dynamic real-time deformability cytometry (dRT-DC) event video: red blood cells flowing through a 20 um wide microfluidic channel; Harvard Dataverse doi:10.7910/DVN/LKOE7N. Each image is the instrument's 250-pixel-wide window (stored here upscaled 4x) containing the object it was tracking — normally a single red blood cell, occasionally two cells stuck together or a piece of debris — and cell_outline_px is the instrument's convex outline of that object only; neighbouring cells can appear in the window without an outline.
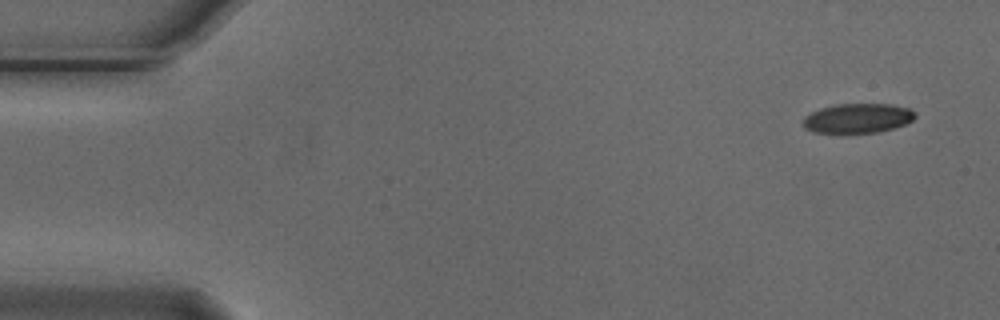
{"species": "Egyptian fruit bat (a non-hibernating species)", "species_latin": "Rousettus aegyptiacus", "temperature_condition": "cold", "stored_images_in_passage": 7, "camera_frame_rate_fps": 3000, "um_per_image_px": 0.085, "animal": {"sex": "male"}, "frame": {"image": 1, "passage_image": 1, "time_ms": 0.0, "image_size_px": [1000, 320], "cell_outline_px": [[916, 116], [912, 120], [904, 124], [892, 128], [876, 132], [812, 132], [804, 128], [800, 124], [804, 116], [820, 108], [836, 104], [888, 104], [908, 108], [916, 112]], "centroid_in_image_um": [72.85, 10.04], "position_along_channel_um": 12.1, "area_um2": 19.19}}
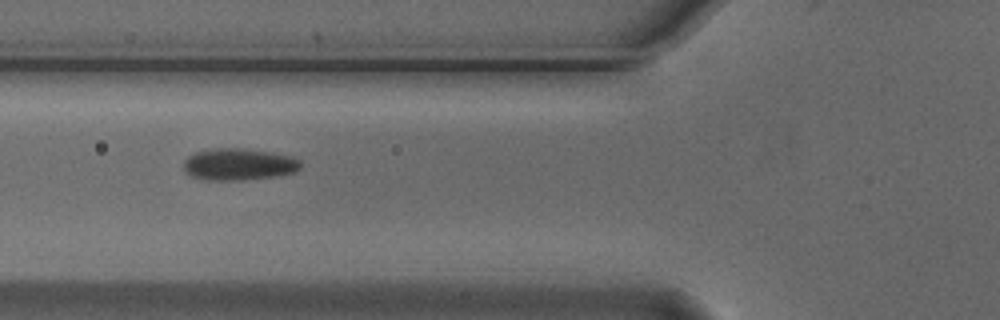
{"frame": {"image": 2, "passage_image": 6, "time_ms": 1.667, "image_size_px": [1000, 320], "cell_outline_px": [[300, 168], [296, 172], [276, 176], [244, 180], [204, 180], [192, 176], [184, 172], [184, 160], [188, 156], [196, 152], [216, 148], [240, 148], [272, 152], [292, 156], [300, 160]], "centroid_in_image_um": [20.3, 13.97], "position_along_channel_um": 105.5, "area_um2": 21.85}}
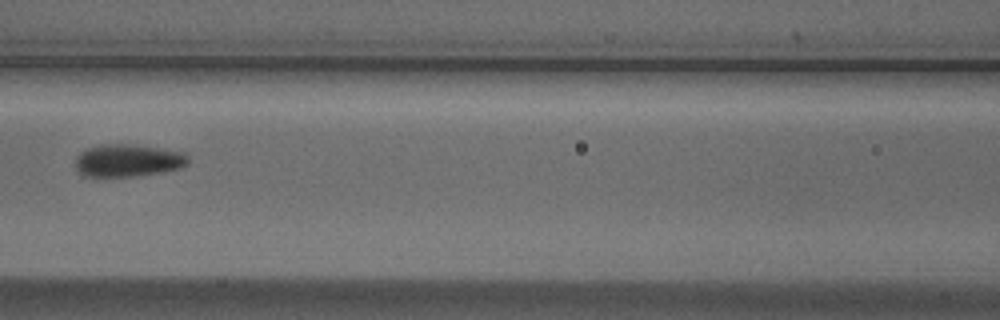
{"frame": {"image": 3, "passage_image": 7, "time_ms": 2.0, "image_size_px": [1000, 320], "cell_outline_px": [[188, 164], [180, 168], [164, 172], [136, 176], [84, 176], [76, 168], [76, 156], [84, 148], [100, 144], [128, 144], [184, 152], [188, 156]], "centroid_in_image_um": [10.86, 13.64], "position_along_channel_um": 155.7, "area_um2": 21.39}}